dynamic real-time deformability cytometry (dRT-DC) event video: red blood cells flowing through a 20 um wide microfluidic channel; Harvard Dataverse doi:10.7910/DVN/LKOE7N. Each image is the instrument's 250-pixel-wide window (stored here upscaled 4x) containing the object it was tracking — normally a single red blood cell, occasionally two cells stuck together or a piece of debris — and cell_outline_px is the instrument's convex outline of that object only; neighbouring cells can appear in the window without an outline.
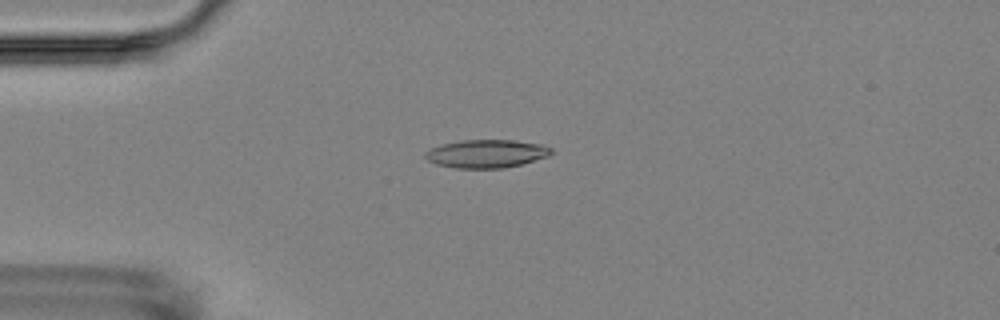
{"species": "Egyptian fruit bat (a non-hibernating species)", "species_latin": "Rousettus aegyptiacus", "temperature_condition": "room temperature", "stored_images_in_passage": 2, "camera_frame_rate_fps": 3000, "um_per_image_px": 0.085, "animal": {"sex": "female"}, "frame": {"image": 1, "passage_image": 1, "time_ms": 0.0, "image_size_px": [1000, 320], "cell_outline_px": [[552, 152], [548, 156], [520, 164], [504, 168], [456, 168], [436, 164], [428, 160], [424, 156], [424, 152], [432, 148], [444, 144], [464, 140], [512, 140], [540, 144], [552, 148]], "centroid_in_image_um": [41.34, 13.06], "position_along_channel_um": 43.7, "area_um2": 20.4}}